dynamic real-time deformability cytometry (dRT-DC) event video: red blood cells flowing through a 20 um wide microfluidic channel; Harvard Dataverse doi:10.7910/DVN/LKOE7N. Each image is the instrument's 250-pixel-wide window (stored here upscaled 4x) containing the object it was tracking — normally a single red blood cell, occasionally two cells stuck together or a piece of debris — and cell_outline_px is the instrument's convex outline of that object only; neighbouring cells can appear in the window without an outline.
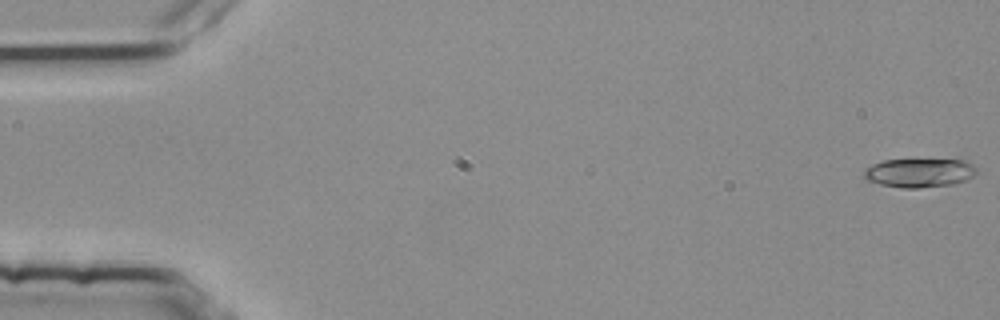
{"species": "common noctule bat (a hibernating species)", "species_latin": "Nyctalus noctula", "temperature_condition": "room temperature", "stored_images_in_passage": 3, "camera_frame_rate_fps": 3000, "um_per_image_px": 0.085, "animal": {"sex": "female", "body_mass_g": 25.1}, "frame": {"image": 1, "passage_image": 1, "time_ms": 0.0, "image_size_px": [1000, 320], "cell_outline_px": [[980, 172], [956, 184], [916, 188], [904, 188], [880, 184], [864, 180], [864, 168], [872, 164], [884, 160], [964, 160], [972, 164]], "centroid_in_image_um": [78.13, 14.69], "position_along_channel_um": 6.9, "area_um2": 19.02}}
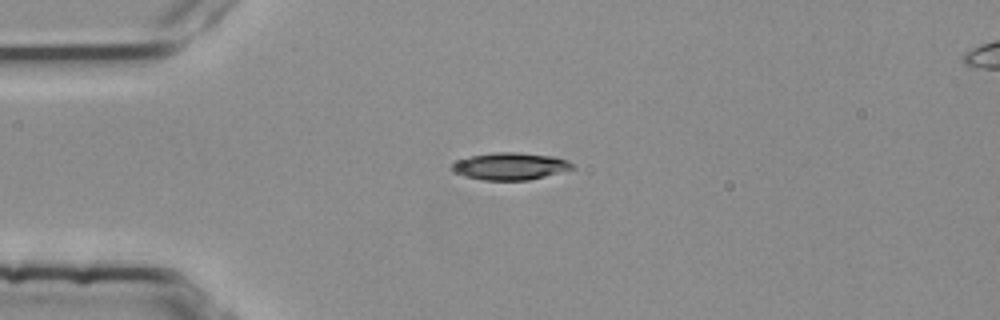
{"frame": {"image": 2, "passage_image": 3, "time_ms": 0.667, "image_size_px": [1000, 320], "cell_outline_px": [[576, 168], [528, 180], [480, 180], [464, 176], [452, 172], [448, 168], [452, 164], [468, 156], [496, 152], [516, 152], [552, 156], [568, 160]], "centroid_in_image_um": [43.32, 14.13], "position_along_channel_um": 41.7, "area_um2": 19.13}}